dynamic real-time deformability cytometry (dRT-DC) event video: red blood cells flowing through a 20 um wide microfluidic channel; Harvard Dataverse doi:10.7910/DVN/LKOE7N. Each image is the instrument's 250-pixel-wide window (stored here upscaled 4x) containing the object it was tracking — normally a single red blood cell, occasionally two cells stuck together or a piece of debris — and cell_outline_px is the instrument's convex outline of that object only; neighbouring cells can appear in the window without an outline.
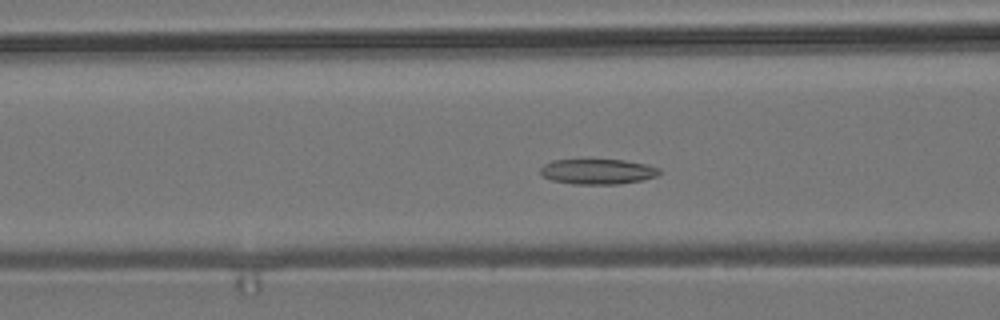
{"species": "common noctule bat (a hibernating species)", "species_latin": "Nyctalus noctula", "temperature_condition": "room temperature", "stored_images_in_passage": 51, "camera_frame_rate_fps": 3000, "um_per_image_px": 0.085, "animal": {"sex": "male", "body_mass_g": 19.2, "forearm_length_mm": 51.8}, "frame": {"image": 1, "passage_image": 18, "time_ms": 5.667, "image_size_px": [1000, 320], "cell_outline_px": [[660, 172], [656, 176], [640, 180], [620, 184], [572, 184], [552, 180], [544, 176], [540, 172], [540, 168], [544, 164], [552, 160], [624, 160], [648, 164], [660, 168]], "centroid_in_image_um": [50.81, 14.58], "position_along_channel_um": 115.8, "area_um2": 17.46}}
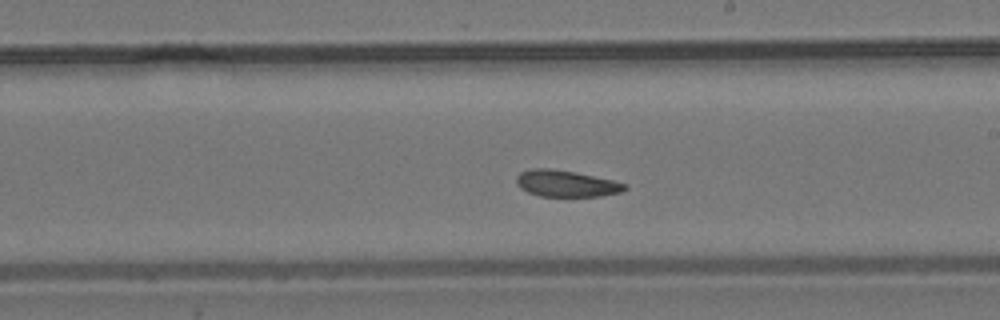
{"frame": {"image": 2, "passage_image": 28, "time_ms": 9.0, "image_size_px": [1000, 320], "cell_outline_px": [[628, 188], [620, 192], [600, 196], [540, 196], [528, 192], [520, 188], [516, 184], [516, 176], [520, 172], [532, 168], [548, 168], [576, 172], [612, 180], [628, 184]], "centroid_in_image_um": [48.11, 15.59], "position_along_channel_um": 240.9, "area_um2": 16.76}}
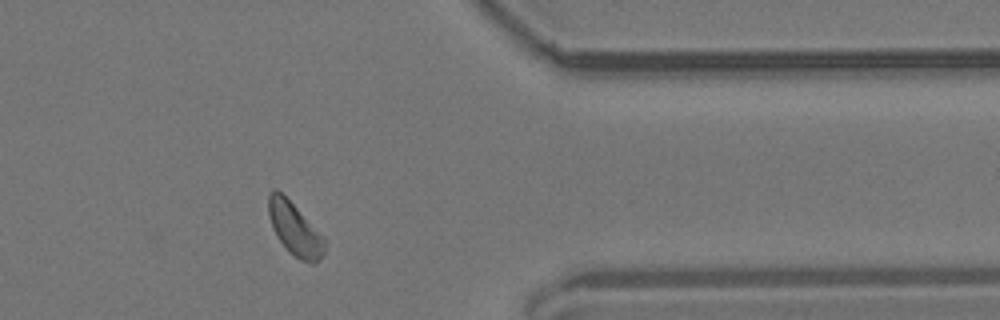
{"frame": {"image": 3, "passage_image": 41, "time_ms": 13.333, "image_size_px": [1000, 320], "cell_outline_px": [[324, 252], [316, 264], [312, 264], [300, 260], [288, 252], [276, 236], [268, 212], [268, 192], [272, 188], [276, 188], [324, 236]], "centroid_in_image_um": [25.04, 19.49], "position_along_channel_um": 386.4, "area_um2": 17.11}, "authors_computed_cell_mechanics": {"area_um2": 17.629, "velocity_mm_per_s": 3.7529, "shape_relaxation_time_tau1_ms": 4.1654, "shape_relaxation_time_tau2_ms": 9.505, "deformation_change_tau1": 0.0788, "deformation_change_tau2": 0.1565}}